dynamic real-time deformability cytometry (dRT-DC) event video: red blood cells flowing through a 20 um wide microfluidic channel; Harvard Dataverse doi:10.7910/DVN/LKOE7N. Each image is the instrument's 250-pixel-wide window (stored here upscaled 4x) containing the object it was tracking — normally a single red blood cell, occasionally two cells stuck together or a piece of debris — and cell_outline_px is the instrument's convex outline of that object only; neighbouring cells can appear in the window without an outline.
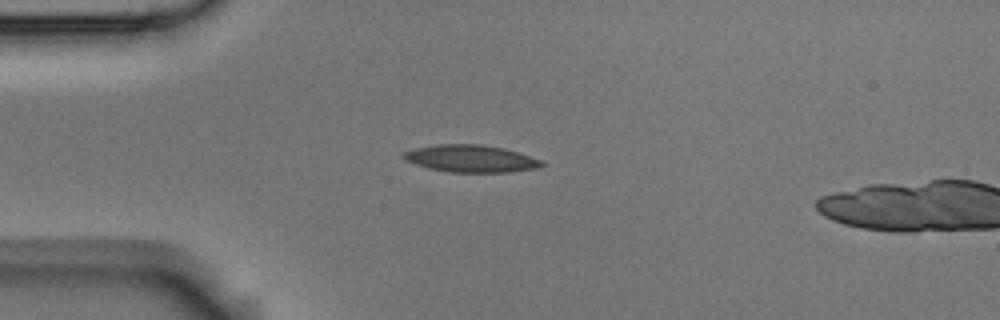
{"species": "Egyptian fruit bat (a non-hibernating species)", "species_latin": "Rousettus aegyptiacus", "temperature_condition": "room temperature", "stored_images_in_passage": 4, "camera_frame_rate_fps": 3000, "um_per_image_px": 0.085, "animal": {"sex": "male"}, "frame": {"image": 1, "passage_image": 3, "time_ms": 0.667, "image_size_px": [1000, 320], "cell_outline_px": [[548, 164], [536, 168], [508, 172], [452, 172], [428, 168], [416, 164], [408, 160], [404, 156], [404, 152], [416, 148], [436, 144], [480, 144], [504, 148], [544, 160]], "centroid_in_image_um": [40.11, 13.48], "position_along_channel_um": 44.9, "area_um2": 21.79}}